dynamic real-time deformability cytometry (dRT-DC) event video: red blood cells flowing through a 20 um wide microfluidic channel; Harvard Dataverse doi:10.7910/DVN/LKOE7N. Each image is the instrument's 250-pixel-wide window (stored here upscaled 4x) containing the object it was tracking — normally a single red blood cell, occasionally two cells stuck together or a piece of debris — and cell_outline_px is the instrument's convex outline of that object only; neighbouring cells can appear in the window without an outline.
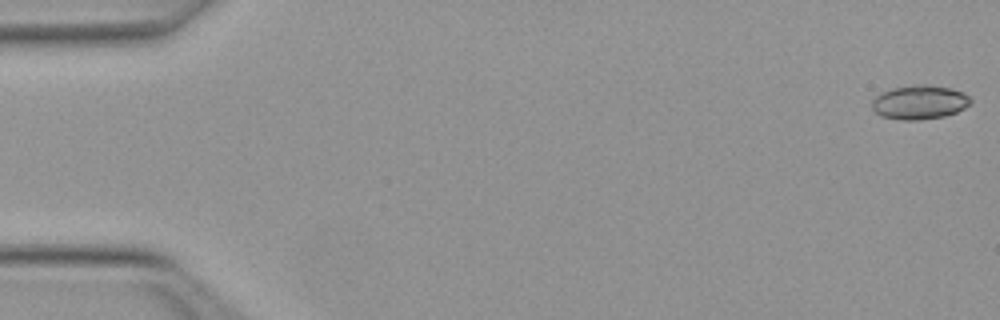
{"species": "Egyptian fruit bat (a non-hibernating species)", "species_latin": "Rousettus aegyptiacus", "temperature_condition": "warm", "stored_images_in_passage": 25, "camera_frame_rate_fps": 3000, "um_per_image_px": 0.085, "animal": {"sex": "female"}, "frame": {"image": 1, "passage_image": 1, "time_ms": 0.0, "image_size_px": [1000, 320], "cell_outline_px": [[972, 100], [964, 108], [956, 112], [944, 116], [920, 120], [900, 120], [880, 116], [872, 108], [872, 100], [880, 92], [892, 88], [916, 84], [928, 84], [952, 88], [964, 92]], "centroid_in_image_um": [78.14, 8.68], "position_along_channel_um": 6.9, "area_um2": 19.77}}
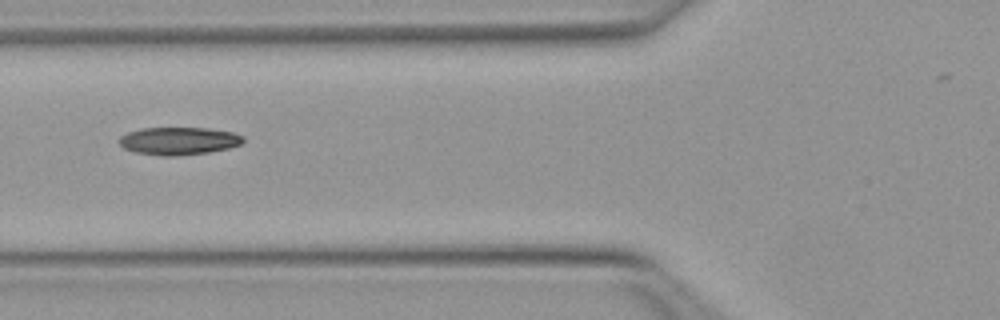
{"frame": {"image": 2, "passage_image": 20, "time_ms": 6.333, "image_size_px": [1000, 320], "cell_outline_px": [[244, 140], [240, 144], [228, 148], [208, 152], [176, 156], [160, 156], [136, 152], [124, 148], [116, 140], [120, 136], [128, 132], [140, 128], [208, 128], [232, 132], [244, 136]], "centroid_in_image_um": [15.16, 11.97], "position_along_channel_um": 110.6, "area_um2": 20.06}}
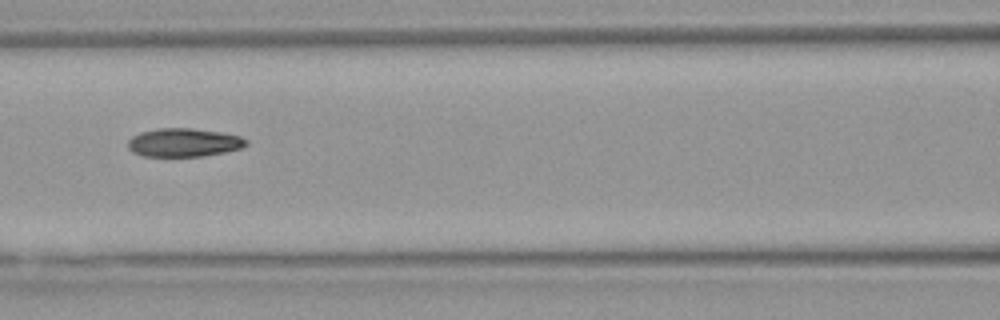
{"frame": {"image": 3, "passage_image": 23, "time_ms": 7.333, "image_size_px": [1000, 320], "cell_outline_px": [[248, 144], [240, 148], [224, 152], [200, 156], [144, 156], [132, 152], [128, 148], [128, 140], [132, 136], [140, 132], [156, 128], [192, 128], [220, 132], [240, 136], [248, 140]], "centroid_in_image_um": [15.6, 12.1], "position_along_channel_um": 151.0, "area_um2": 19.59}}